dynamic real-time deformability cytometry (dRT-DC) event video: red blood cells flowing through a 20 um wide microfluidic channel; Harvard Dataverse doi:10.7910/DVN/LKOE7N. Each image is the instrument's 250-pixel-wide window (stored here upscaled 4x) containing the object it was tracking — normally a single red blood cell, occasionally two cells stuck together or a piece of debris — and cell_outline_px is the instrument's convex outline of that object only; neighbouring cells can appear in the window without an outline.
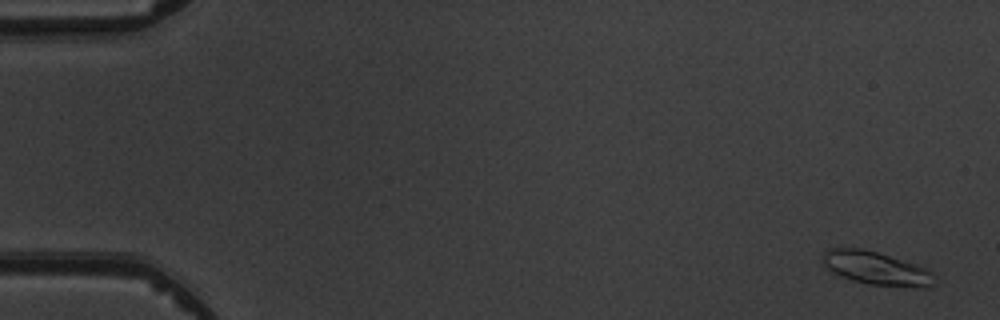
{"species": "common noctule bat (a hibernating species)", "species_latin": "Nyctalus noctula", "temperature_condition": "warm", "stored_images_in_passage": 5, "camera_frame_rate_fps": 3000, "um_per_image_px": 0.085, "animal": {"sex": "male", "body_mass_g": 19.5, "forearm_length_mm": 54.6}, "frame": {"image": 1, "passage_image": 1, "time_ms": 0.0, "image_size_px": [1000, 320], "cell_outline_px": [[940, 284], [928, 288], [916, 288], [868, 284], [840, 276], [832, 272], [824, 264], [820, 256], [828, 248], [860, 248], [876, 252], [924, 268], [932, 272]], "centroid_in_image_um": [74.52, 22.84], "position_along_channel_um": 10.5, "area_um2": 21.79}}